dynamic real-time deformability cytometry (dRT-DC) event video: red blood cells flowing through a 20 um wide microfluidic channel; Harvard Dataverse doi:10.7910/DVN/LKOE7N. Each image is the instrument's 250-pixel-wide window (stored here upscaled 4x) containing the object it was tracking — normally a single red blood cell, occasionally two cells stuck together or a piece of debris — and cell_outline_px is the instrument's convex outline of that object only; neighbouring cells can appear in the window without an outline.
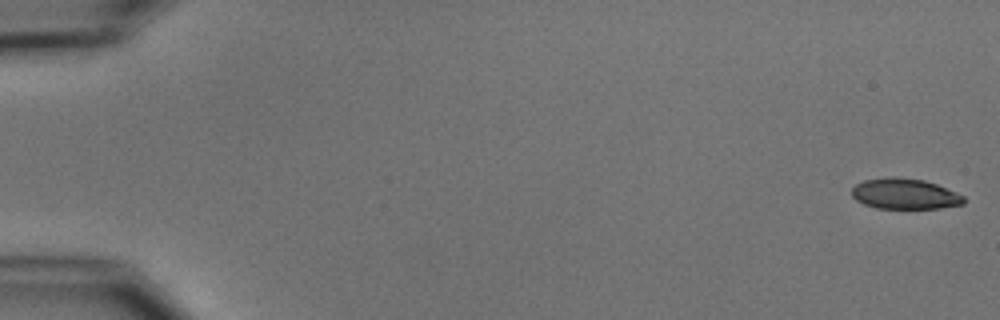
{"species": "common noctule bat (a hibernating species)", "species_latin": "Nyctalus noctula", "temperature_condition": "cold", "stored_images_in_passage": 16, "camera_frame_rate_fps": 3000, "um_per_image_px": 0.085, "animal": {"sex": "male", "body_mass_g": 15.6}, "frame": {"image": 1, "passage_image": 1, "time_ms": 0.0, "image_size_px": [1000, 320], "cell_outline_px": [[964, 204], [940, 208], [876, 208], [864, 204], [856, 200], [852, 196], [852, 188], [856, 184], [864, 180], [892, 176], [924, 180], [936, 184], [956, 192], [964, 196]], "centroid_in_image_um": [76.89, 16.47], "position_along_channel_um": 8.1, "area_um2": 19.94}}
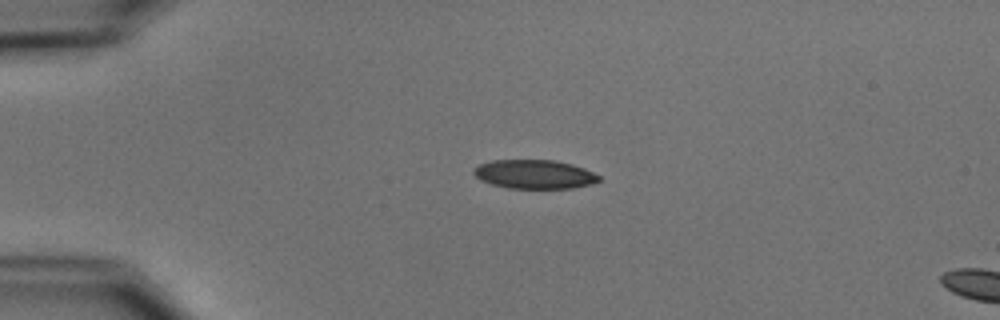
{"frame": {"image": 2, "passage_image": 13, "time_ms": 4.0, "image_size_px": [1000, 320], "cell_outline_px": [[600, 180], [592, 184], [572, 188], [508, 188], [492, 184], [480, 180], [472, 172], [472, 168], [480, 164], [492, 160], [552, 160], [572, 164], [584, 168], [600, 176]], "centroid_in_image_um": [45.41, 14.81], "position_along_channel_um": 39.6, "area_um2": 21.1}}